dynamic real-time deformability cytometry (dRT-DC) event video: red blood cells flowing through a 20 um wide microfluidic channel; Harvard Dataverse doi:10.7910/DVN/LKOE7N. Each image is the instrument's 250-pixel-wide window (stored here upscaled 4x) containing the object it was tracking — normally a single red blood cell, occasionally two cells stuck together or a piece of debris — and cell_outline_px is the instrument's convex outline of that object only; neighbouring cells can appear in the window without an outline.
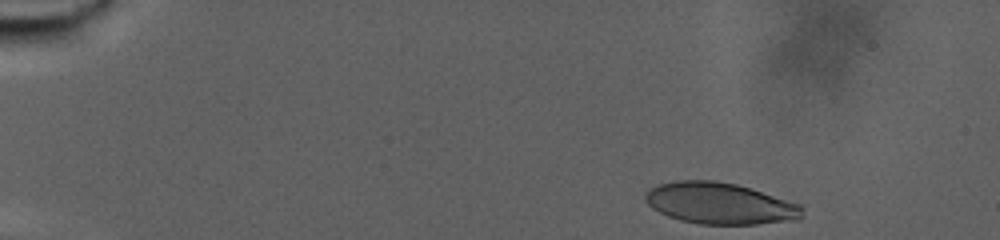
{"species": "human", "species_latin": "Homo sapiens", "temperature_condition": "warm", "stored_images_in_passage": 58, "camera_frame_rate_fps": 3000, "um_per_image_px": 0.085, "donor": {"sex": "male"}, "frame": {"image": 1, "passage_image": 1, "time_ms": 0.0, "image_size_px": [1000, 240], "cell_outline_px": [[804, 216], [800, 220], [756, 224], [700, 224], [680, 220], [668, 216], [652, 208], [644, 200], [644, 196], [652, 188], [660, 184], [676, 180], [712, 180], [736, 184], [752, 188], [800, 204], [804, 208]], "centroid_in_image_um": [61.25, 17.29], "position_along_channel_um": 23.8, "area_um2": 38.09}}
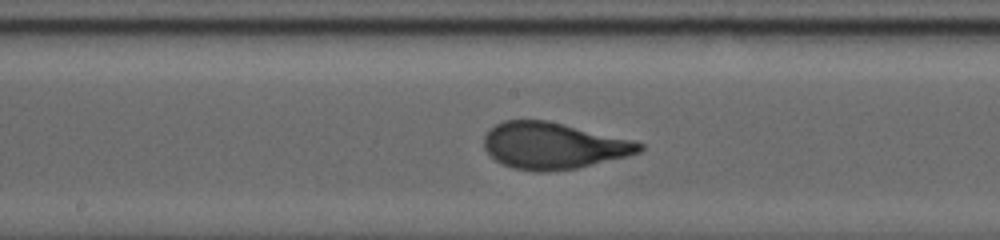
{"frame": {"image": 2, "passage_image": 34, "time_ms": 11.0, "image_size_px": [1000, 240], "cell_outline_px": [[644, 148], [640, 152], [628, 156], [576, 168], [548, 172], [536, 172], [512, 168], [496, 160], [484, 148], [484, 136], [488, 128], [504, 120], [548, 120], [632, 140], [644, 144]], "centroid_in_image_um": [47.01, 12.38], "position_along_channel_um": 201.2, "area_um2": 42.14}}
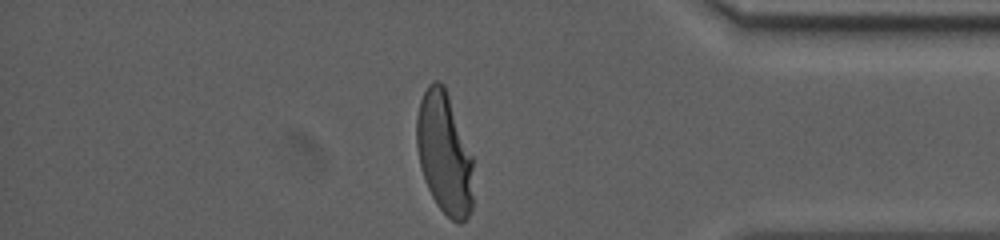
{"frame": {"image": 3, "passage_image": 58, "time_ms": 19.0, "image_size_px": [1000, 240], "cell_outline_px": [[472, 208], [468, 216], [460, 224], [452, 220], [436, 204], [428, 188], [420, 164], [416, 144], [416, 116], [420, 100], [428, 84], [432, 80], [440, 80], [444, 84], [472, 156]], "centroid_in_image_um": [37.75, 13.01], "position_along_channel_um": 397.4, "area_um2": 40.06}, "authors_computed_cell_mechanics": {"area_um2": 40.8357, "velocity_mm_per_s": 2.7041, "shape_relaxation_time_tau1_ms": 6.1156, "shape_relaxation_time_tau2_ms": null, "deformation_change_tau1": 0.2508, "deformation_change_tau2": null}}